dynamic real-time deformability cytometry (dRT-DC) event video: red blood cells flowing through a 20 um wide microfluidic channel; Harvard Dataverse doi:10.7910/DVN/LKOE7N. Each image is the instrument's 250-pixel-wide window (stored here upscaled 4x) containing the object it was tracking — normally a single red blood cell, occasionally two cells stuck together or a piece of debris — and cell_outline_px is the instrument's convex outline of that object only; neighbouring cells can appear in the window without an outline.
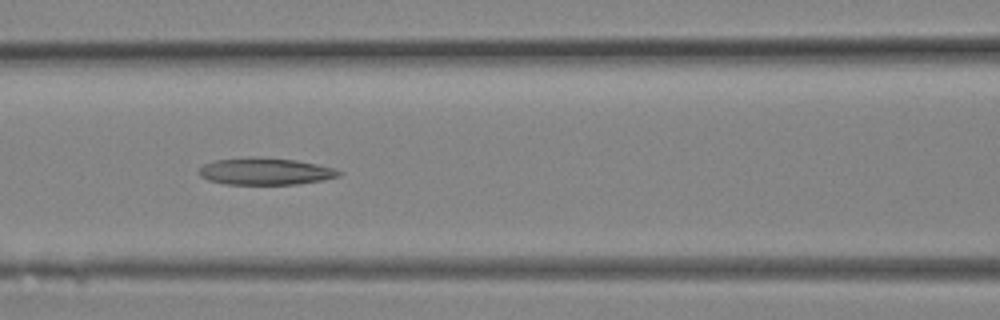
{"species": "Egyptian fruit bat (a non-hibernating species)", "species_latin": "Rousettus aegyptiacus", "temperature_condition": "room temperature", "stored_images_in_passage": 9, "camera_frame_rate_fps": 3000, "um_per_image_px": 0.085, "animal": {"sex": "female"}, "frame": {"image": 1, "passage_image": 6, "time_ms": 1.667, "image_size_px": [1000, 320], "cell_outline_px": [[344, 172], [340, 176], [324, 180], [296, 184], [224, 184], [208, 180], [200, 176], [196, 172], [204, 164], [216, 160], [296, 160], [336, 168]], "centroid_in_image_um": [22.61, 14.62], "position_along_channel_um": 144.0, "area_um2": 21.04}}
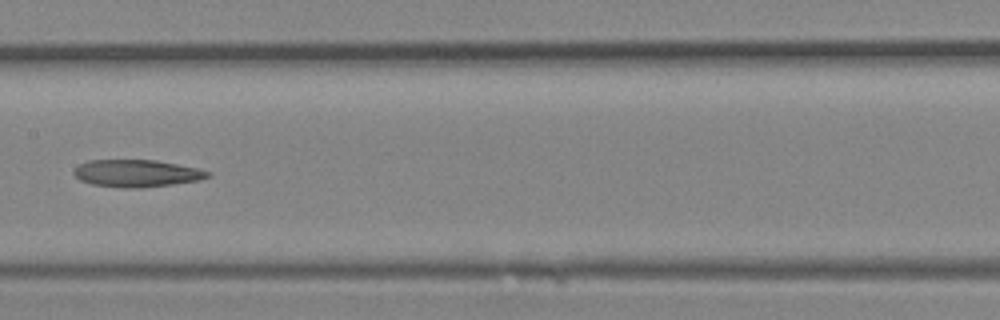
{"frame": {"image": 2, "passage_image": 8, "time_ms": 2.333, "image_size_px": [1000, 320], "cell_outline_px": [[212, 176], [200, 180], [172, 184], [140, 188], [124, 188], [92, 184], [80, 180], [72, 172], [80, 164], [88, 160], [156, 160], [200, 168], [212, 172]], "centroid_in_image_um": [11.67, 14.73], "position_along_channel_um": 195.7, "area_um2": 21.39}}